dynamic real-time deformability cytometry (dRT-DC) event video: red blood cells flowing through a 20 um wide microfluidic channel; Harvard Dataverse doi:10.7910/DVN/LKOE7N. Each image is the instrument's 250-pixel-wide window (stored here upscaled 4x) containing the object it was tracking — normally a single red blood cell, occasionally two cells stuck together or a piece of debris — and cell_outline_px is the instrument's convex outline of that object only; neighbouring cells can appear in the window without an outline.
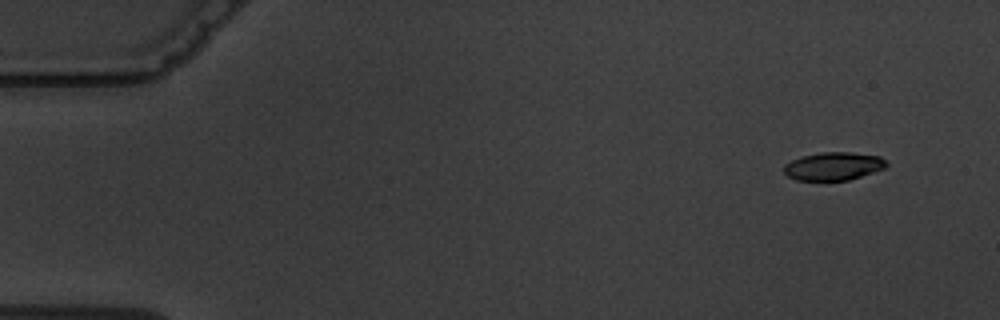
{"species": "common noctule bat (a hibernating species)", "species_latin": "Nyctalus noctula", "temperature_condition": "warm", "stored_images_in_passage": 10, "camera_frame_rate_fps": 3000, "um_per_image_px": 0.085, "animal": {"sex": "male", "body_mass_g": 19.5, "forearm_length_mm": 54.6}, "frame": {"image": 1, "passage_image": 1, "time_ms": 0.0, "image_size_px": [1000, 320], "cell_outline_px": [[888, 164], [884, 168], [848, 180], [796, 180], [788, 176], [784, 172], [784, 164], [792, 160], [804, 156], [820, 152], [852, 152], [880, 156]], "centroid_in_image_um": [70.83, 14.12], "position_along_channel_um": 14.2, "area_um2": 16.59}}
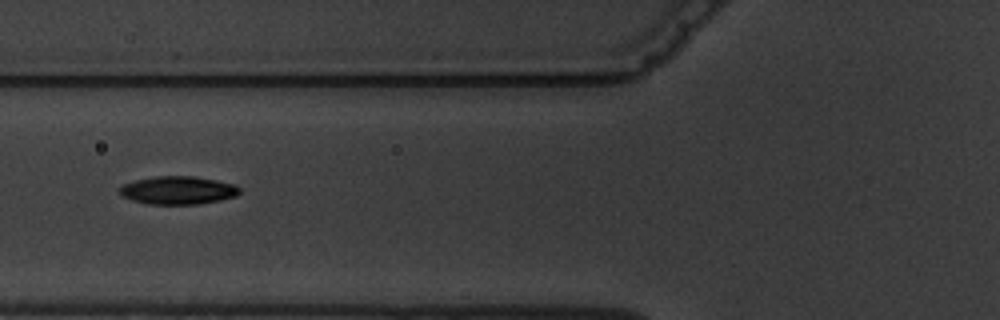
{"frame": {"image": 2, "passage_image": 6, "time_ms": 6.0, "image_size_px": [1000, 320], "cell_outline_px": [[240, 192], [236, 196], [220, 200], [200, 204], [148, 204], [132, 200], [124, 196], [120, 192], [120, 188], [124, 184], [136, 180], [156, 176], [196, 176], [236, 184], [240, 188]], "centroid_in_image_um": [15.18, 16.17], "position_along_channel_um": 110.6, "area_um2": 19.59}}
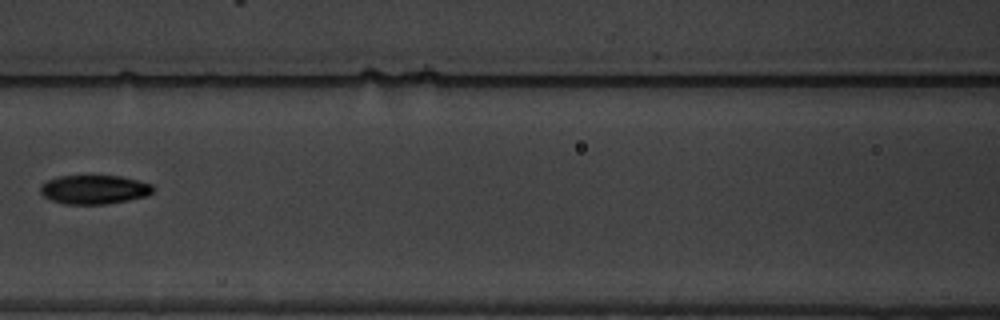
{"frame": {"image": 3, "passage_image": 7, "time_ms": 7.333, "image_size_px": [1000, 320], "cell_outline_px": [[152, 192], [148, 196], [108, 204], [64, 204], [52, 200], [44, 196], [40, 192], [40, 184], [56, 176], [120, 176], [152, 184]], "centroid_in_image_um": [7.98, 16.11], "position_along_channel_um": 158.6, "area_um2": 19.02}}